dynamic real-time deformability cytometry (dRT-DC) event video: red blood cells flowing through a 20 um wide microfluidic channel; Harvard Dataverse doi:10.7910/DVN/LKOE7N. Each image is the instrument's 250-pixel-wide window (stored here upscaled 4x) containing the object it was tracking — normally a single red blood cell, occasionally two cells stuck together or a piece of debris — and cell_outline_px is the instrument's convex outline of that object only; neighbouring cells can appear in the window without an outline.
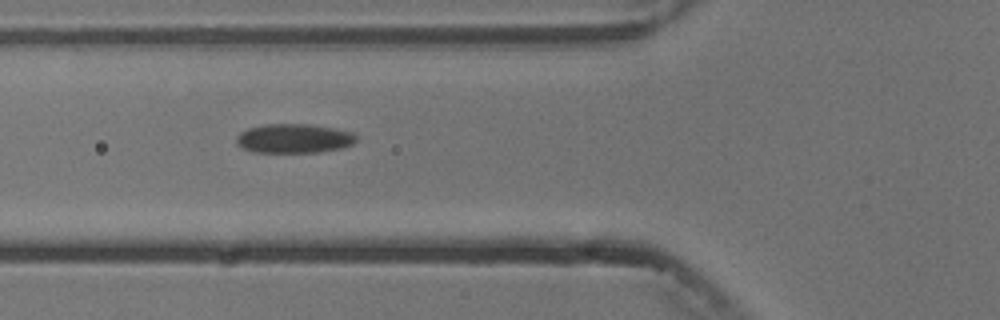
{"species": "common noctule bat (a hibernating species)", "species_latin": "Nyctalus noctula", "temperature_condition": "cold", "stored_images_in_passage": 6, "camera_frame_rate_fps": 3000, "um_per_image_px": 0.085, "animal": {"sex": "male", "body_mass_g": 13.3}, "frame": {"image": 1, "passage_image": 5, "time_ms": 5.667, "image_size_px": [1000, 320], "cell_outline_px": [[360, 136], [352, 144], [340, 148], [320, 152], [252, 152], [236, 144], [236, 136], [240, 132], [248, 128], [264, 124], [308, 124], [332, 128], [352, 132]], "centroid_in_image_um": [24.98, 11.76], "position_along_channel_um": 100.8, "area_um2": 20.46}}
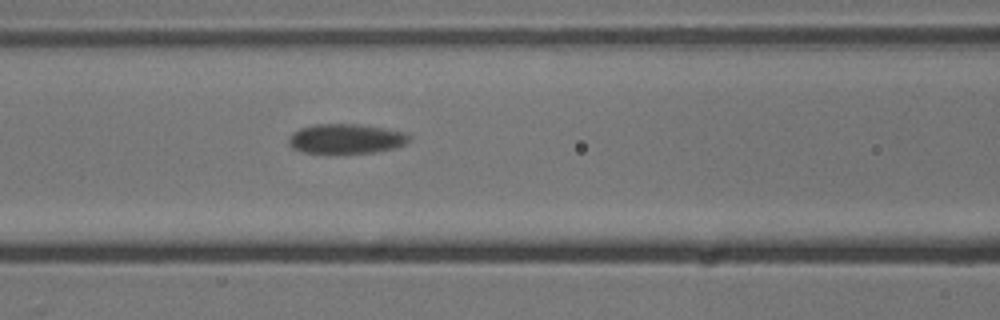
{"frame": {"image": 2, "passage_image": 6, "time_ms": 6.667, "image_size_px": [1000, 320], "cell_outline_px": [[412, 136], [408, 144], [396, 148], [372, 152], [304, 152], [292, 148], [288, 144], [288, 136], [292, 132], [300, 128], [316, 124], [360, 124], [384, 128], [404, 132]], "centroid_in_image_um": [29.44, 11.78], "position_along_channel_um": 137.2, "area_um2": 20.87}}